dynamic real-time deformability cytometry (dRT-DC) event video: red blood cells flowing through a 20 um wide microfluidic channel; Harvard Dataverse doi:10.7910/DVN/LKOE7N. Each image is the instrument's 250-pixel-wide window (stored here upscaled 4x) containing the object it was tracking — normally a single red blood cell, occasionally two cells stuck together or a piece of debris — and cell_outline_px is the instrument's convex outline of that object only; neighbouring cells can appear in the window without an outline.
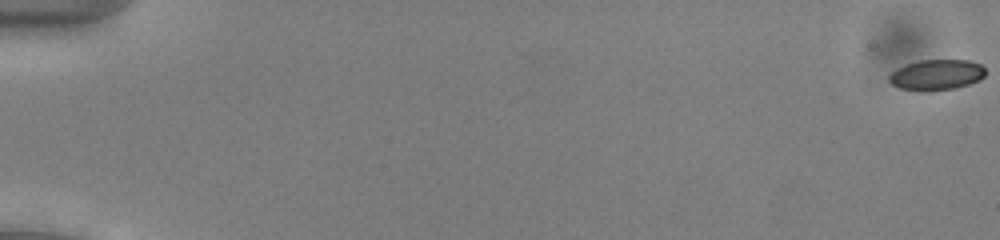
{"species": "common noctule bat (a hibernating species)", "species_latin": "Nyctalus noctula", "temperature_condition": "cold", "stored_images_in_passage": 55, "camera_frame_rate_fps": 3000, "um_per_image_px": 0.085, "animal": {"sex": "male", "body_mass_g": 13.0, "forearm_length_mm": 53.1}, "frame": {"image": 1, "passage_image": 1, "time_ms": 0.0, "image_size_px": [1000, 240], "cell_outline_px": [[984, 76], [980, 80], [956, 88], [928, 92], [920, 92], [900, 88], [892, 84], [888, 80], [888, 76], [892, 72], [908, 64], [920, 60], [968, 60], [980, 64], [984, 68]], "centroid_in_image_um": [79.6, 6.38], "position_along_channel_um": 5.4, "area_um2": 17.22}}
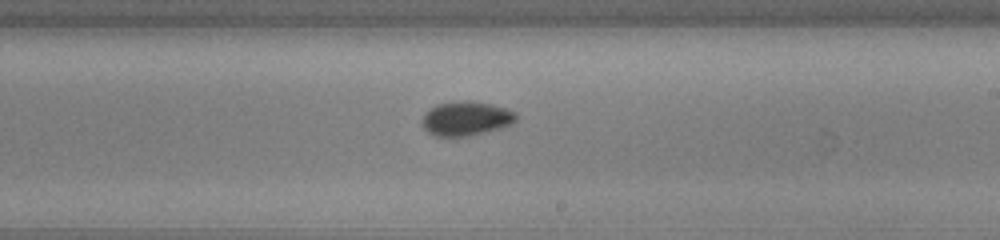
{"frame": {"image": 2, "passage_image": 34, "time_ms": 11.0, "image_size_px": [1000, 240], "cell_outline_px": [[516, 120], [512, 124], [500, 128], [468, 136], [436, 136], [428, 132], [420, 124], [420, 120], [424, 112], [436, 104], [456, 100], [464, 100], [492, 104], [516, 112]], "centroid_in_image_um": [39.56, 10.06], "position_along_channel_um": 249.4, "area_um2": 18.96}}
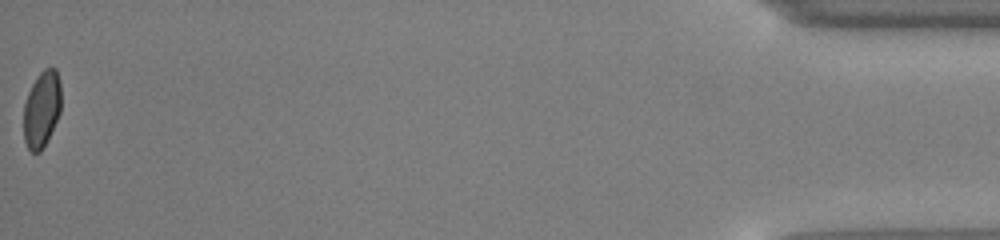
{"frame": {"image": 3, "passage_image": 55, "time_ms": 18.0, "image_size_px": [1000, 240], "cell_outline_px": [[60, 112], [40, 152], [32, 152], [28, 148], [24, 140], [24, 104], [28, 92], [32, 84], [40, 72], [44, 68], [56, 68], [60, 84]], "centroid_in_image_um": [3.53, 9.24], "position_along_channel_um": 431.7, "area_um2": 16.36}, "authors_computed_cell_mechanics": {"area_um2": 17.6868, "velocity_mm_per_s": 3.9093, "shape_relaxation_time_tau1_ms": 2.4291, "shape_relaxation_time_tau2_ms": 2.5441, "deformation_change_tau1": 0.0703, "deformation_change_tau2": 0.0527}}